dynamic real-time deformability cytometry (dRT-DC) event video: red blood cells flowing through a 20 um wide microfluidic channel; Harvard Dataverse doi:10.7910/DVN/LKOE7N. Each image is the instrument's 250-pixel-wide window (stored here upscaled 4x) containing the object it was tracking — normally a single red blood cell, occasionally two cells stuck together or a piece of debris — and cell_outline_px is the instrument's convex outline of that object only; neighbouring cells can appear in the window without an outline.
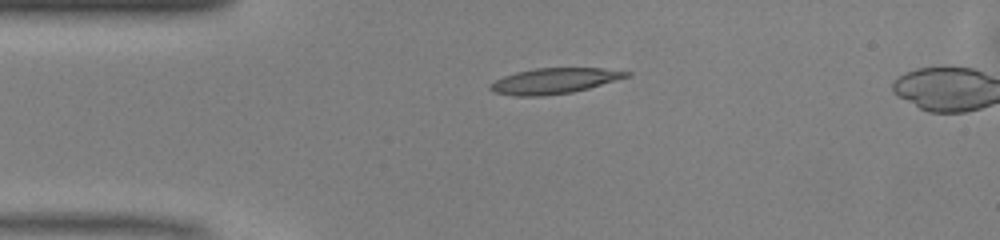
{"species": "common noctule bat (a hibernating species)", "species_latin": "Nyctalus noctula", "temperature_condition": "warm", "stored_images_in_passage": 30, "camera_frame_rate_fps": 3000, "um_per_image_px": 0.085, "animal": {"sex": "male", "body_mass_g": 13.0, "forearm_length_mm": 53.1}, "frame": {"image": 1, "passage_image": 1, "time_ms": 0.0, "image_size_px": [1000, 240], "cell_outline_px": [[632, 76], [588, 88], [572, 92], [544, 96], [516, 96], [492, 92], [488, 88], [488, 84], [504, 76], [516, 72], [536, 68], [604, 68], [632, 72]], "centroid_in_image_um": [47.11, 6.87], "position_along_channel_um": 37.9, "area_um2": 20.46}}
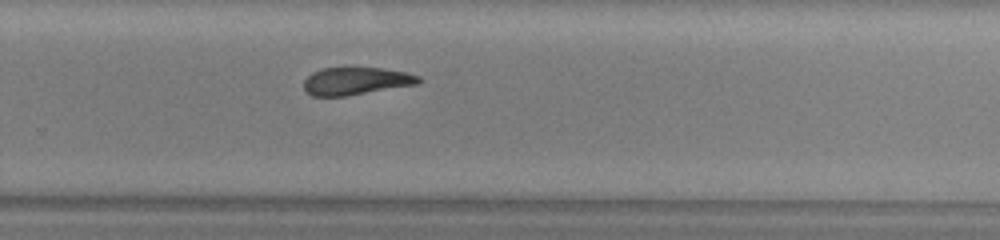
{"frame": {"image": 2, "passage_image": 22, "time_ms": 7.0, "image_size_px": [1000, 240], "cell_outline_px": [[424, 80], [416, 84], [344, 96], [312, 96], [304, 92], [304, 80], [312, 72], [320, 68], [380, 68], [408, 72], [420, 76]], "centroid_in_image_um": [30.24, 6.88], "position_along_channel_um": 299.6, "area_um2": 18.44}}
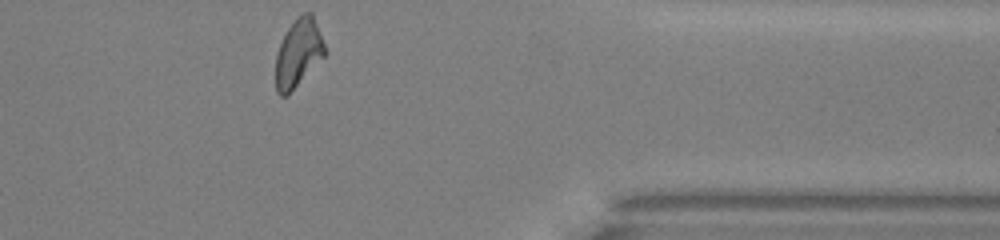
{"frame": {"image": 3, "passage_image": 30, "time_ms": 9.667, "image_size_px": [1000, 240], "cell_outline_px": [[328, 52], [288, 96], [280, 96], [276, 92], [276, 52], [288, 28], [296, 16], [304, 12], [312, 12]], "centroid_in_image_um": [25.37, 4.51], "position_along_channel_um": 386.0, "area_um2": 19.71}, "authors_computed_cell_mechanics": {"area_um2": 19.7965, "velocity_mm_per_s": 4.1139, "shape_relaxation_time_tau1_ms": 9.5917, "shape_relaxation_time_tau2_ms": 5.4239, "deformation_change_tau1": 0.2542, "deformation_change_tau2": 0.1557}}